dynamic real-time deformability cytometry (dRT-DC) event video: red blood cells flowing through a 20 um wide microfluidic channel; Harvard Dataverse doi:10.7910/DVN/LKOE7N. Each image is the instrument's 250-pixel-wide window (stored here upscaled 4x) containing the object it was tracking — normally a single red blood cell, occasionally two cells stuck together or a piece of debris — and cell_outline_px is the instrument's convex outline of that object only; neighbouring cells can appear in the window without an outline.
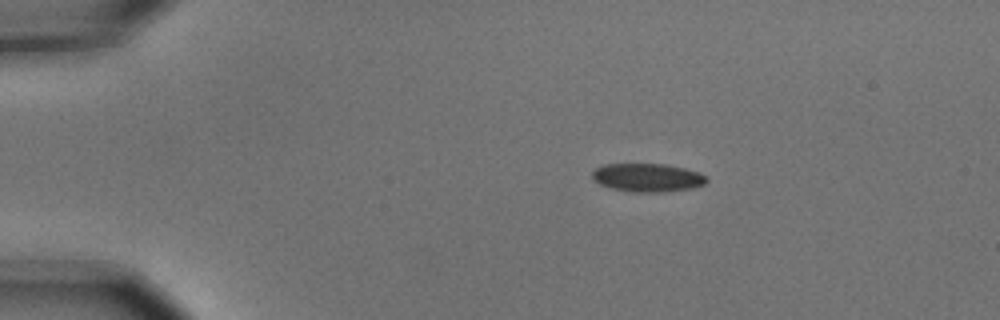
{"species": "common noctule bat (a hibernating species)", "species_latin": "Nyctalus noctula", "temperature_condition": "cold", "stored_images_in_passage": 3, "camera_frame_rate_fps": 3000, "um_per_image_px": 0.085, "animal": {"sex": "male", "body_mass_g": 15.6}, "frame": {"image": 1, "passage_image": 1, "time_ms": 0.0, "image_size_px": [1000, 320], "cell_outline_px": [[708, 180], [704, 184], [692, 188], [664, 192], [632, 192], [608, 188], [592, 180], [592, 172], [596, 168], [604, 164], [664, 164], [684, 168], [700, 172], [708, 176]], "centroid_in_image_um": [55.03, 15.1], "position_along_channel_um": 30.0, "area_um2": 19.13}}